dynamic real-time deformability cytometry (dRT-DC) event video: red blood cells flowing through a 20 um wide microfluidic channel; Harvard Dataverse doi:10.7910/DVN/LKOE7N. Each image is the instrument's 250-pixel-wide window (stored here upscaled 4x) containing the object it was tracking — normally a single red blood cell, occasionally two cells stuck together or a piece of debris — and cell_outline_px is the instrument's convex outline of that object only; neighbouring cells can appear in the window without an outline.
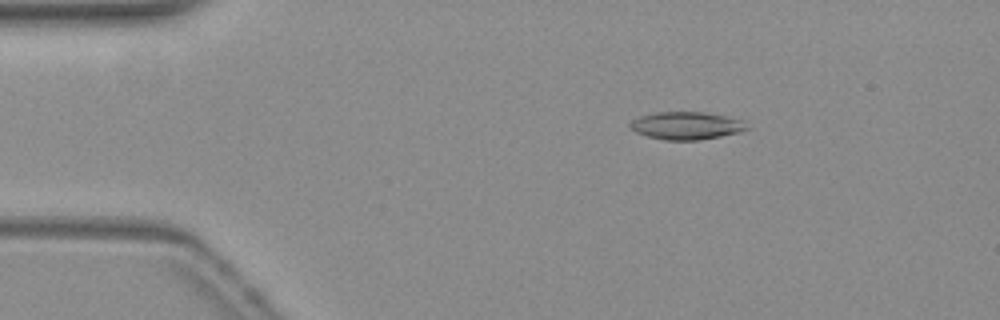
{"species": "common noctule bat (a hibernating species)", "species_latin": "Nyctalus noctula", "temperature_condition": "warm", "stored_images_in_passage": 49, "camera_frame_rate_fps": 3000, "um_per_image_px": 0.085, "animal": {"sex": "female", "body_mass_g": 19.3, "forearm_length_mm": 54.1}, "frame": {"image": 1, "passage_image": 5, "time_ms": 1.333, "image_size_px": [1000, 320], "cell_outline_px": [[748, 128], [740, 132], [700, 140], [664, 140], [648, 136], [636, 132], [628, 124], [632, 120], [640, 116], [656, 112], [704, 112], [724, 116], [740, 120]], "centroid_in_image_um": [58.3, 10.68], "position_along_channel_um": 26.7, "area_um2": 18.55}}
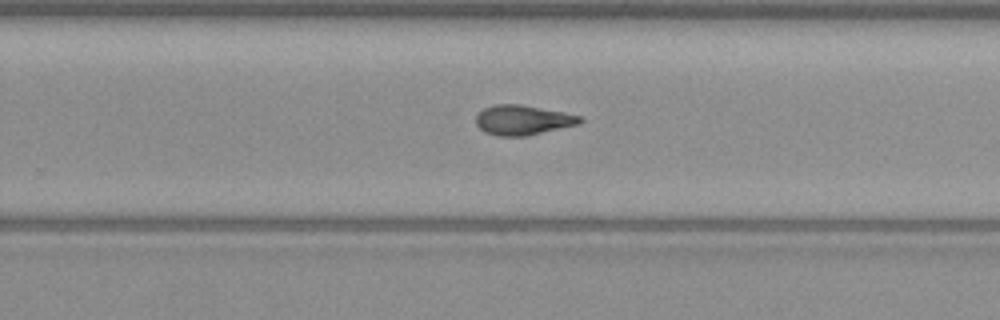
{"frame": {"image": 2, "passage_image": 30, "time_ms": 9.667, "image_size_px": [1000, 320], "cell_outline_px": [[584, 120], [580, 124], [528, 136], [496, 136], [484, 132], [476, 124], [476, 116], [484, 108], [496, 104], [520, 104], [564, 112], [580, 116]], "centroid_in_image_um": [44.45, 10.21], "position_along_channel_um": 285.3, "area_um2": 18.21}}
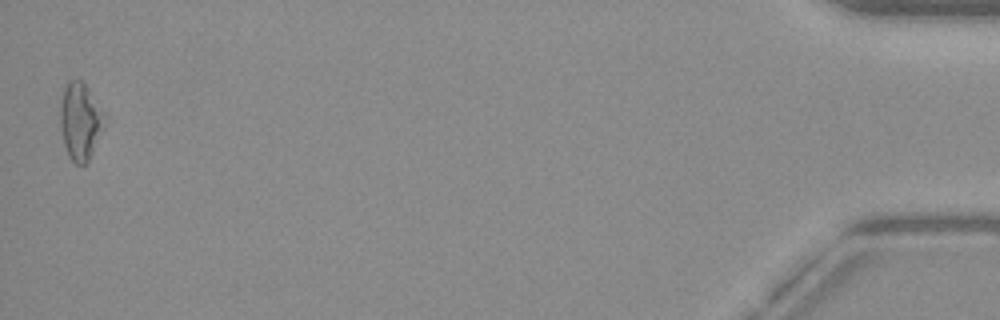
{"frame": {"image": 3, "passage_image": 49, "time_ms": 16.0, "image_size_px": [1000, 320], "cell_outline_px": [[108, 116], [92, 152], [88, 160], [84, 164], [76, 164], [68, 156], [64, 144], [60, 124], [60, 108], [64, 88], [68, 80], [80, 80], [84, 84]], "centroid_in_image_um": [6.83, 10.3], "position_along_channel_um": 428.4, "area_um2": 19.71}, "authors_computed_cell_mechanics": {"area_um2": 18.207, "velocity_mm_per_s": 3.8396, "shape_relaxation_time_tau1_ms": null, "shape_relaxation_time_tau2_ms": 3.4737, "deformation_change_tau1": null, "deformation_change_tau2": 0.1175}}